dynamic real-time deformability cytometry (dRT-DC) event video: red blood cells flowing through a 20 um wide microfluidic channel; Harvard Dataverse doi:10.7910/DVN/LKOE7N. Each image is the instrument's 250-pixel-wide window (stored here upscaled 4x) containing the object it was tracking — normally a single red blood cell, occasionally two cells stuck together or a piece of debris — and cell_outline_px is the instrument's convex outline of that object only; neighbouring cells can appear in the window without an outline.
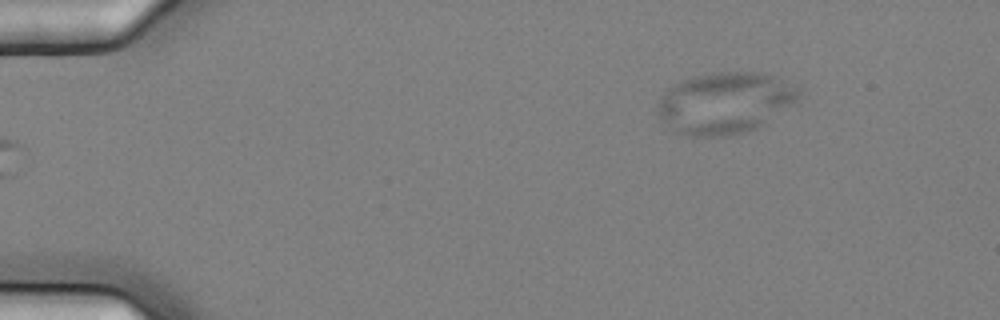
{"species": "common noctule bat (a hibernating species)", "species_latin": "Nyctalus noctula", "temperature_condition": "cold", "stored_images_in_passage": 2, "camera_frame_rate_fps": 3000, "um_per_image_px": 0.085, "animal": {"sex": "female", "body_mass_g": 25.1}, "frame": {"image": 1, "passage_image": 2, "time_ms": 0.333, "image_size_px": [1000, 320], "cell_outline_px": [[800, 96], [792, 104], [756, 128], [748, 132], [724, 136], [688, 136], [676, 132], [660, 116], [656, 108], [656, 104], [660, 96], [668, 88], [680, 80], [692, 76], [716, 72], [760, 72], [772, 76], [796, 88], [800, 92]], "centroid_in_image_um": [61.55, 8.74], "position_along_channel_um": 23.5, "area_um2": 50.05}}